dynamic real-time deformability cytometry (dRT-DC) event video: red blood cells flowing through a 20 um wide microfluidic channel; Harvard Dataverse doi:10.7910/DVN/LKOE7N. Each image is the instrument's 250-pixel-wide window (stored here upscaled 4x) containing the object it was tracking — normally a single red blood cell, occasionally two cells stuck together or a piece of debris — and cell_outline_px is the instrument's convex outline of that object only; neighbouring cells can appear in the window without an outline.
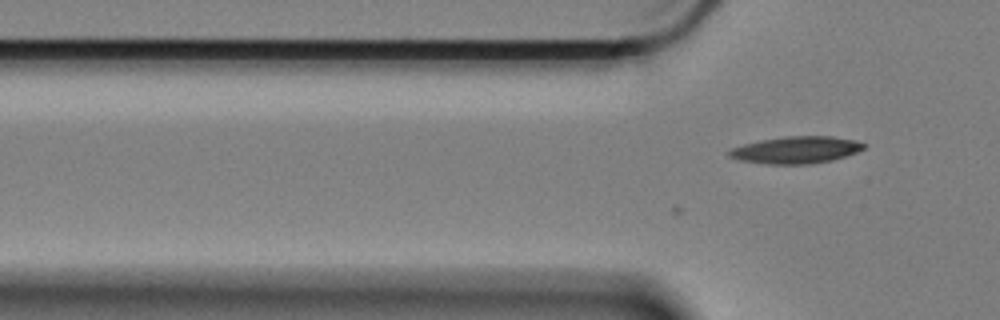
{"species": "Egyptian fruit bat (a non-hibernating species)", "species_latin": "Rousettus aegyptiacus", "temperature_condition": "cold", "stored_images_in_passage": 3, "camera_frame_rate_fps": 3000, "um_per_image_px": 0.085, "animal": {"sex": "female"}, "frame": {"image": 1, "passage_image": 3, "time_ms": 0.667, "image_size_px": [1000, 320], "cell_outline_px": [[868, 144], [864, 148], [856, 152], [832, 160], [812, 164], [768, 164], [740, 160], [728, 156], [728, 152], [732, 148], [744, 144], [760, 140], [784, 136], [832, 136], [856, 140]], "centroid_in_image_um": [67.69, 12.74], "position_along_channel_um": 58.1, "area_um2": 21.21}}